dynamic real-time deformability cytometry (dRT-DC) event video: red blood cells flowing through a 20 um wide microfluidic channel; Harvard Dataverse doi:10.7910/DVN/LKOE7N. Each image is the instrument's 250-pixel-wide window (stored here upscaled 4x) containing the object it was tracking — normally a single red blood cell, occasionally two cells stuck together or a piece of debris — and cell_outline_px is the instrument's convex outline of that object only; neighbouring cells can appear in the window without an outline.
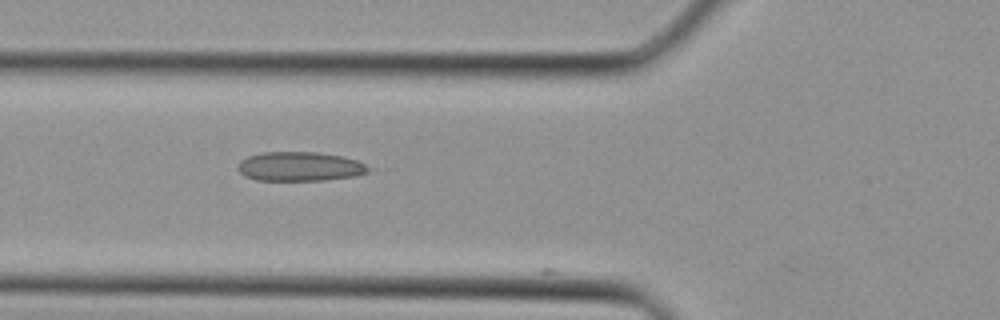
{"species": "Egyptian fruit bat (a non-hibernating species)", "species_latin": "Rousettus aegyptiacus", "temperature_condition": "cold", "stored_images_in_passage": 6, "camera_frame_rate_fps": 3000, "um_per_image_px": 0.085, "animal": {"sex": "female"}, "frame": {"image": 1, "passage_image": 4, "time_ms": 1.0, "image_size_px": [1000, 320], "cell_outline_px": [[372, 168], [368, 172], [356, 176], [324, 180], [256, 180], [244, 176], [236, 168], [240, 160], [248, 156], [260, 152], [316, 152], [344, 156], [356, 160]], "centroid_in_image_um": [25.47, 14.15], "position_along_channel_um": 100.3, "area_um2": 22.43}}